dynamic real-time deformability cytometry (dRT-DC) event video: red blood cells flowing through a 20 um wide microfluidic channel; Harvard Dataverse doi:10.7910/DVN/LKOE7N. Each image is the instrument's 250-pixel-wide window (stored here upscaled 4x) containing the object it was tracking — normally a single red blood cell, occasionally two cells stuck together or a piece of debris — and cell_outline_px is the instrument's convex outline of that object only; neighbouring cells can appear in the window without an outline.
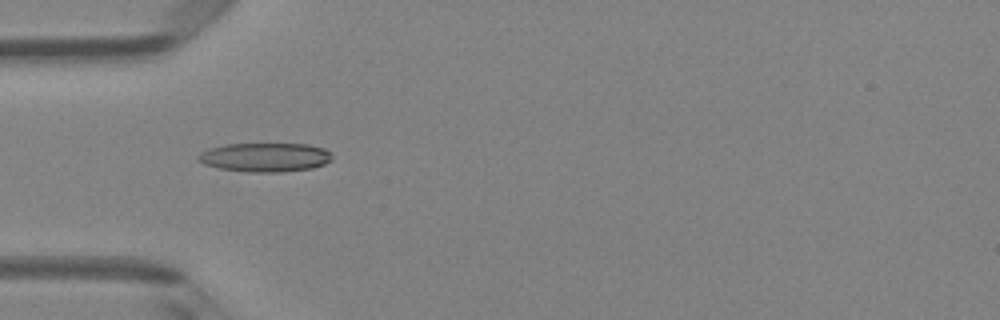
{"species": "Egyptian fruit bat (a non-hibernating species)", "species_latin": "Rousettus aegyptiacus", "temperature_condition": "room temperature", "stored_images_in_passage": 7, "camera_frame_rate_fps": 3000, "um_per_image_px": 0.085, "animal": {"sex": "female"}, "frame": {"image": 1, "passage_image": 4, "time_ms": 4.667, "image_size_px": [1000, 320], "cell_outline_px": [[332, 160], [324, 164], [312, 168], [280, 172], [248, 172], [220, 168], [204, 164], [196, 160], [196, 156], [200, 152], [208, 148], [224, 144], [308, 144], [324, 148], [332, 156]], "centroid_in_image_um": [22.49, 13.36], "position_along_channel_um": 62.5, "area_um2": 22.72}}
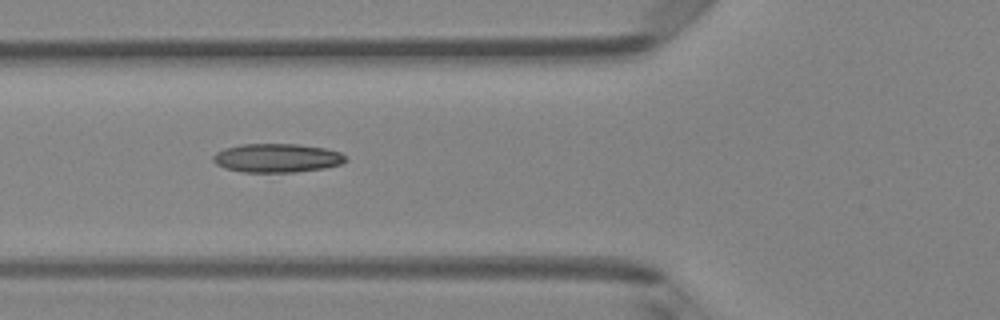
{"frame": {"image": 2, "passage_image": 5, "time_ms": 5.667, "image_size_px": [1000, 320], "cell_outline_px": [[348, 160], [340, 164], [324, 168], [296, 172], [244, 172], [224, 168], [216, 164], [212, 160], [212, 156], [216, 152], [224, 148], [240, 144], [296, 144], [324, 148], [340, 152], [348, 156]], "centroid_in_image_um": [23.54, 13.43], "position_along_channel_um": 102.3, "area_um2": 22.37}}
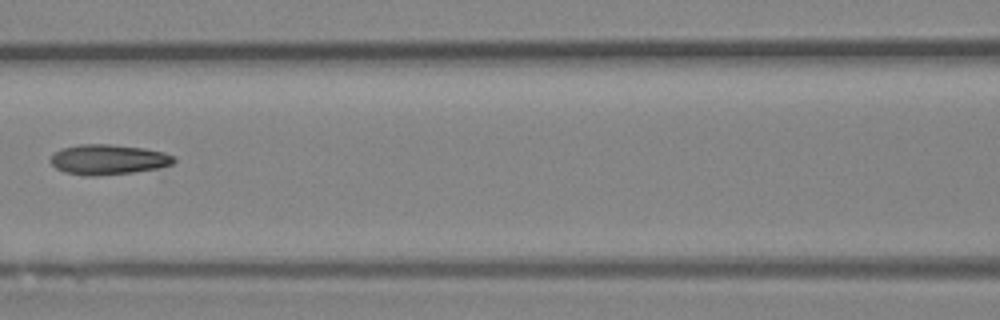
{"frame": {"image": 3, "passage_image": 6, "time_ms": 7.0, "image_size_px": [1000, 320], "cell_outline_px": [[176, 160], [164, 180], [84, 176], [64, 172], [56, 168], [48, 160], [60, 148], [80, 144], [112, 144], [144, 148], [164, 152], [176, 156]], "centroid_in_image_um": [9.64, 13.73], "position_along_channel_um": 157.0, "area_um2": 25.55}}